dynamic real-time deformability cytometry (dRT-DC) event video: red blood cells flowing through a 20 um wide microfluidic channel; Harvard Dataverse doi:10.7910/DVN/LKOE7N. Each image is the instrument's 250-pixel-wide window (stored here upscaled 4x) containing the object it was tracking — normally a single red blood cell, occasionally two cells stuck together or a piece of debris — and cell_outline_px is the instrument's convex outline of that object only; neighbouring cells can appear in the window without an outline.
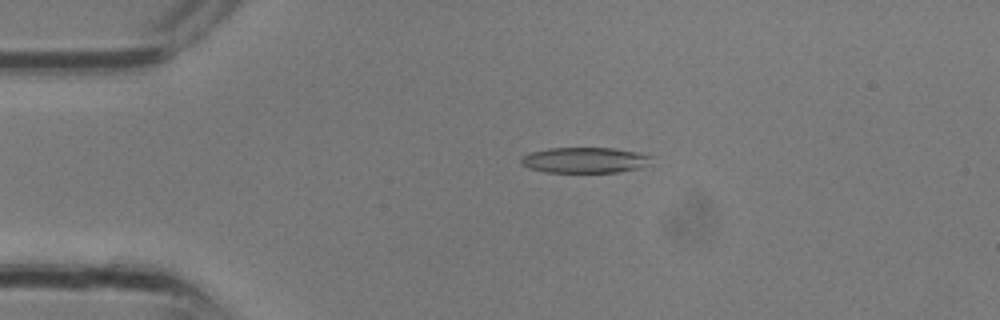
{"species": "common noctule bat (a hibernating species)", "species_latin": "Nyctalus noctula", "temperature_condition": "room temperature", "stored_images_in_passage": 14, "camera_frame_rate_fps": 3000, "um_per_image_px": 0.085, "animal": {"sex": "male", "body_mass_g": 13.3}, "frame": {"image": 1, "passage_image": 6, "time_ms": 1.667, "image_size_px": [1000, 320], "cell_outline_px": [[652, 156], [648, 164], [636, 168], [616, 172], [544, 172], [528, 168], [520, 164], [520, 156], [532, 152], [548, 148], [612, 148], [640, 152]], "centroid_in_image_um": [49.65, 13.6], "position_along_channel_um": 35.4, "area_um2": 19.48}}
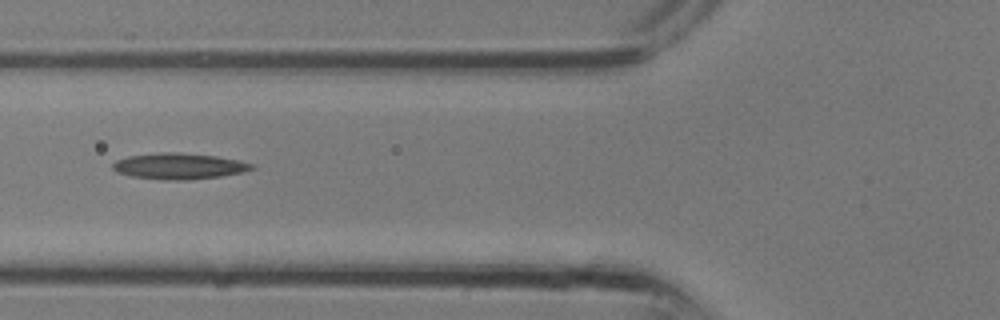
{"frame": {"image": 2, "passage_image": 11, "time_ms": 3.333, "image_size_px": [1000, 320], "cell_outline_px": [[256, 168], [244, 172], [220, 176], [188, 180], [164, 180], [132, 176], [116, 172], [112, 168], [112, 164], [116, 160], [128, 156], [156, 152], [180, 152], [216, 156], [240, 160], [256, 164]], "centroid_in_image_um": [15.24, 14.11], "position_along_channel_um": 110.6, "area_um2": 21.39}}
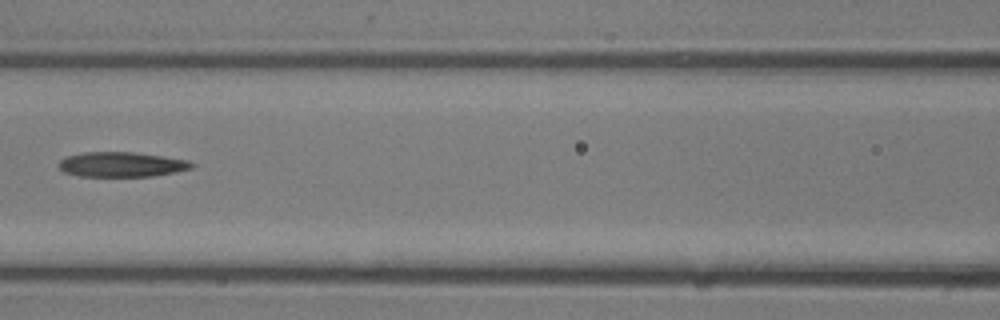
{"frame": {"image": 3, "passage_image": 13, "time_ms": 4.0, "image_size_px": [1000, 320], "cell_outline_px": [[196, 164], [192, 168], [176, 172], [152, 176], [80, 176], [64, 172], [56, 164], [60, 160], [68, 156], [80, 152], [132, 152], [188, 160]], "centroid_in_image_um": [10.32, 13.98], "position_along_channel_um": 156.3, "area_um2": 19.25}}